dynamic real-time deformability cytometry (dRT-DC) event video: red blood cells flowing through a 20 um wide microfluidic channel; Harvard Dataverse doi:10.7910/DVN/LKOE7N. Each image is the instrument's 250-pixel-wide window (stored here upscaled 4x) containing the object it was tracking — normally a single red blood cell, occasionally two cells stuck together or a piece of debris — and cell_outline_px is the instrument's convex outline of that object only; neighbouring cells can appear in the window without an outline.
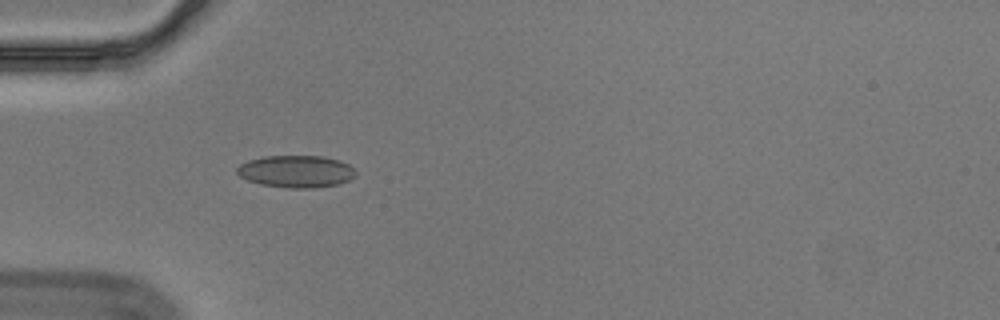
{"species": "Egyptian fruit bat (a non-hibernating species)", "species_latin": "Rousettus aegyptiacus", "temperature_condition": "cold", "stored_images_in_passage": 40, "camera_frame_rate_fps": 3000, "um_per_image_px": 0.085, "animal": {"sex": "male"}, "frame": {"image": 1, "passage_image": 1, "time_ms": 0.0, "image_size_px": [1000, 320], "cell_outline_px": [[356, 176], [340, 184], [316, 188], [292, 188], [260, 184], [248, 180], [240, 176], [236, 172], [236, 168], [240, 164], [248, 160], [264, 156], [324, 156], [340, 160], [348, 164], [356, 172]], "centroid_in_image_um": [25.18, 14.57], "position_along_channel_um": 59.8, "area_um2": 22.37}}
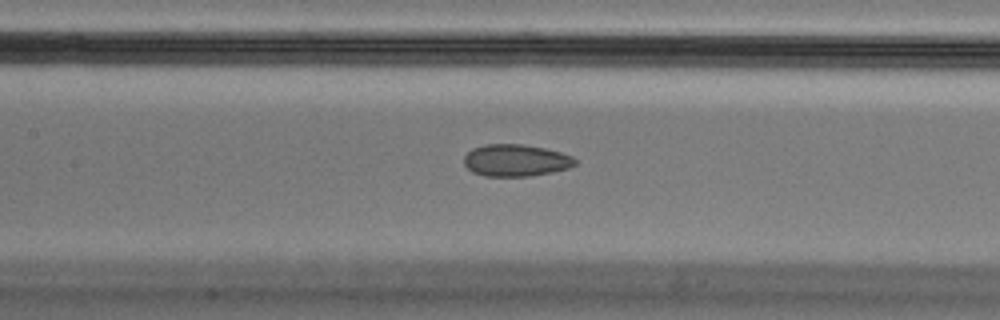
{"frame": {"image": 2, "passage_image": 10, "time_ms": 3.0, "image_size_px": [1000, 320], "cell_outline_px": [[576, 164], [568, 168], [552, 172], [528, 176], [484, 176], [472, 172], [464, 164], [464, 156], [472, 148], [484, 144], [524, 144], [544, 148], [560, 152], [572, 156], [576, 160]], "centroid_in_image_um": [43.82, 13.62], "position_along_channel_um": 163.6, "area_um2": 20.75}}
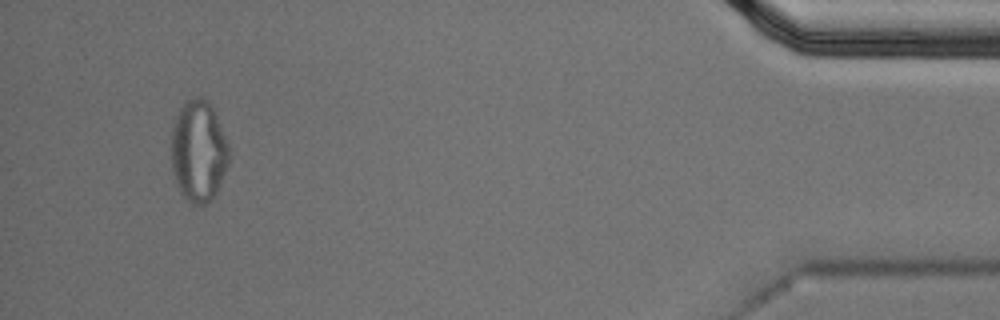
{"frame": {"image": 3, "passage_image": 37, "time_ms": 12.0, "image_size_px": [1000, 320], "cell_outline_px": [[228, 164], [220, 184], [216, 192], [204, 204], [192, 204], [180, 192], [172, 172], [172, 128], [176, 116], [184, 100], [196, 96], [200, 96], [208, 100], [216, 116], [228, 144]], "centroid_in_image_um": [16.85, 12.81], "position_along_channel_um": 418.3, "area_um2": 33.81}, "authors_computed_cell_mechanics": {"area_um2": 21.7906, "velocity_mm_per_s": 3.5617, "shape_relaxation_time_tau1_ms": null, "shape_relaxation_time_tau2_ms": 2.0071, "deformation_change_tau1": null, "deformation_change_tau2": 0.0702}}